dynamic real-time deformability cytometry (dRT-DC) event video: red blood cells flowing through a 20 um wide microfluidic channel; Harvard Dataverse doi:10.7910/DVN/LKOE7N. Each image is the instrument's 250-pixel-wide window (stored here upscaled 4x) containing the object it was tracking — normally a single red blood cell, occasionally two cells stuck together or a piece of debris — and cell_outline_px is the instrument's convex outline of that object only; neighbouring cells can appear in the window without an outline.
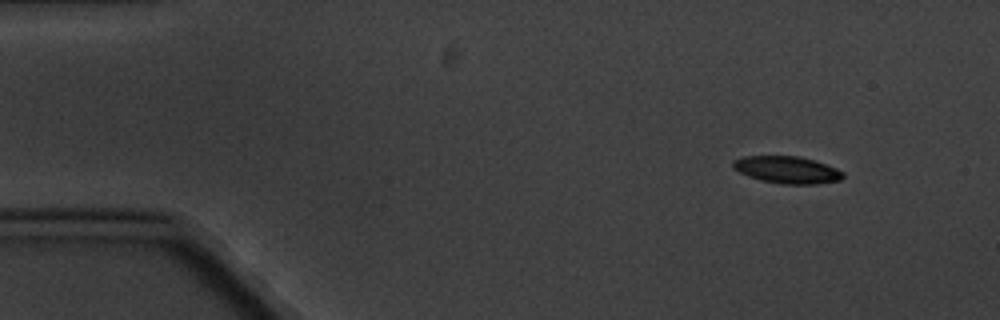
{"species": "common noctule bat (a hibernating species)", "species_latin": "Nyctalus noctula", "temperature_condition": "cold", "stored_images_in_passage": 5, "camera_frame_rate_fps": 3000, "um_per_image_px": 0.085, "animal": {"sex": "male", "body_mass_g": 20.1, "forearm_length_mm": 53.5}, "frame": {"image": 1, "passage_image": 2, "time_ms": 1.0, "image_size_px": [1000, 320], "cell_outline_px": [[844, 176], [840, 180], [816, 184], [780, 184], [760, 180], [748, 176], [732, 168], [732, 160], [744, 156], [796, 156], [812, 160], [836, 168], [844, 172]], "centroid_in_image_um": [66.87, 14.44], "position_along_channel_um": 18.1, "area_um2": 17.34}}
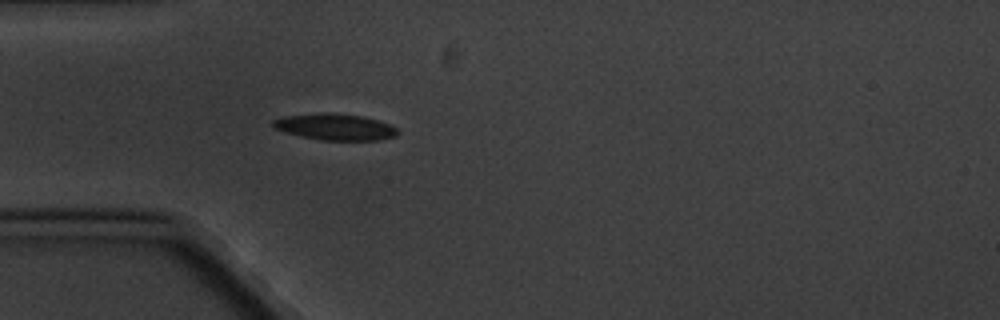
{"frame": {"image": 2, "passage_image": 5, "time_ms": 4.667, "image_size_px": [1000, 320], "cell_outline_px": [[400, 132], [396, 136], [380, 140], [320, 140], [288, 132], [276, 128], [272, 124], [272, 120], [284, 116], [320, 112], [332, 112], [360, 116], [376, 120], [388, 124], [396, 128]], "centroid_in_image_um": [28.51, 10.78], "position_along_channel_um": 56.5, "area_um2": 18.96}}